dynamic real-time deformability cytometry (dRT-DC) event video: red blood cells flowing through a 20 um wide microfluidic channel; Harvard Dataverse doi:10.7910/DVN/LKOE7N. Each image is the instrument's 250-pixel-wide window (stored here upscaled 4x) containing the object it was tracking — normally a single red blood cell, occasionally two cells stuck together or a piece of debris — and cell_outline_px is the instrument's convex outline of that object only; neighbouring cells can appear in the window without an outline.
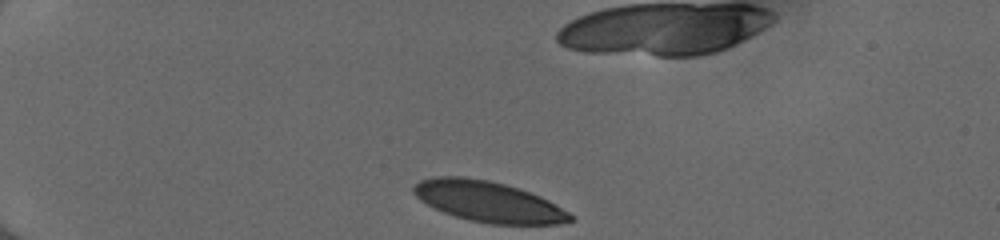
{"species": "human", "species_latin": "Homo sapiens", "temperature_condition": "cold", "stored_images_in_passage": 36, "camera_frame_rate_fps": 3000, "um_per_image_px": 0.085, "donor": {"sex": "female"}, "frame": {"image": 1, "passage_image": 1, "time_ms": 0.0, "image_size_px": [1000, 240], "cell_outline_px": [[572, 220], [556, 224], [492, 224], [472, 220], [456, 216], [444, 212], [420, 200], [412, 192], [412, 188], [420, 180], [436, 176], [460, 176], [488, 180], [504, 184], [540, 196], [548, 200], [568, 212], [572, 216]], "centroid_in_image_um": [41.47, 17.13], "position_along_channel_um": 43.5, "area_um2": 36.53}}
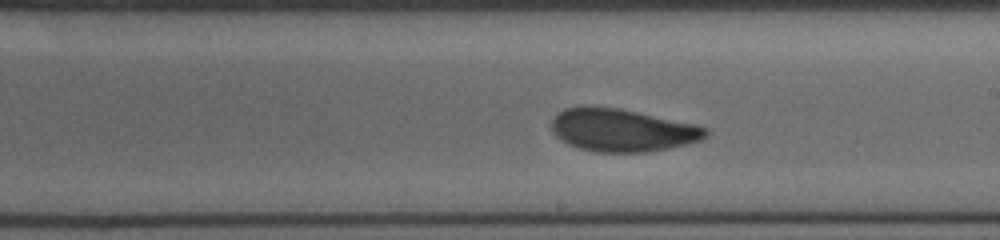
{"frame": {"image": 2, "passage_image": 20, "time_ms": 6.333, "image_size_px": [1000, 240], "cell_outline_px": [[708, 136], [700, 140], [668, 148], [644, 152], [596, 152], [576, 148], [560, 140], [552, 132], [552, 120], [564, 108], [580, 104], [584, 104], [620, 108], [696, 124], [708, 128]], "centroid_in_image_um": [52.84, 11.04], "position_along_channel_um": 236.2, "area_um2": 38.84}}
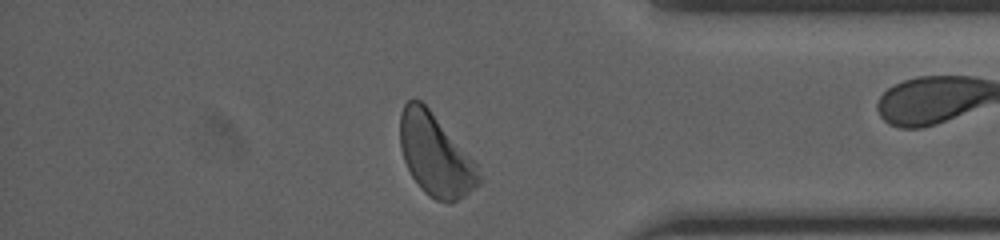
{"frame": {"image": 3, "passage_image": 33, "time_ms": 10.667, "image_size_px": [1000, 240], "cell_outline_px": [[480, 184], [464, 196], [448, 204], [436, 200], [428, 196], [420, 188], [412, 176], [404, 160], [400, 148], [400, 112], [404, 104], [408, 100], [420, 100], [428, 108], [476, 164], [480, 176]], "centroid_in_image_um": [36.98, 13.21], "position_along_channel_um": 398.2, "area_um2": 36.99}}